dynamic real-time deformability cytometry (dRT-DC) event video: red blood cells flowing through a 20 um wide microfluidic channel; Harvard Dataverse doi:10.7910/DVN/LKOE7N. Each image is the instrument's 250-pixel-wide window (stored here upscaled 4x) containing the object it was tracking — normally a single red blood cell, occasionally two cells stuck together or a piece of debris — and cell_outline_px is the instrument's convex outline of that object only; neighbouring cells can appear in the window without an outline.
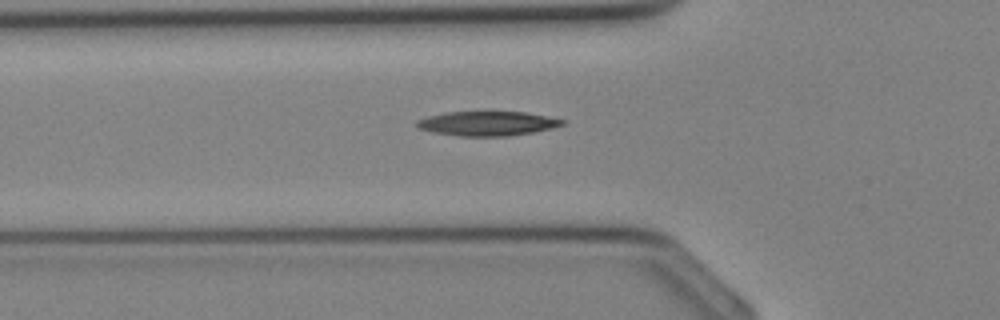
{"species": "Egyptian fruit bat (a non-hibernating species)", "species_latin": "Rousettus aegyptiacus", "temperature_condition": "cold", "stored_images_in_passage": 21, "camera_frame_rate_fps": 3000, "um_per_image_px": 0.085, "animal": {"sex": "female"}, "frame": {"image": 1, "passage_image": 2, "time_ms": 0.333, "image_size_px": [1000, 320], "cell_outline_px": [[564, 124], [552, 128], [532, 132], [508, 136], [460, 136], [432, 132], [416, 128], [412, 124], [416, 120], [428, 116], [444, 112], [524, 112], [564, 120]], "centroid_in_image_um": [41.32, 10.5], "position_along_channel_um": 84.5, "area_um2": 20.69}}
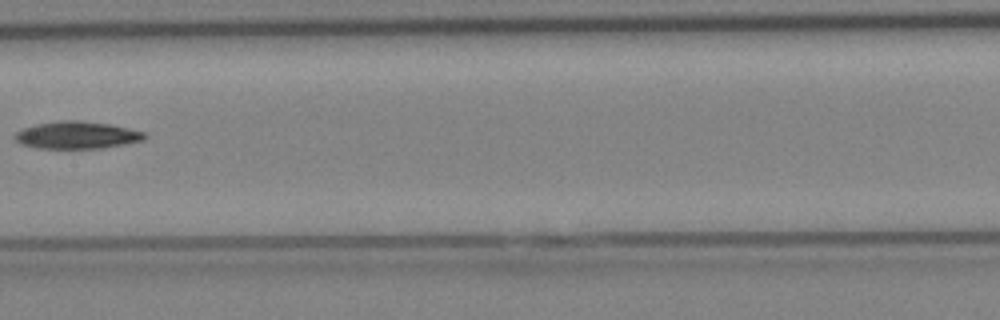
{"frame": {"image": 2, "passage_image": 8, "time_ms": 2.333, "image_size_px": [1000, 320], "cell_outline_px": [[148, 136], [144, 140], [104, 148], [36, 148], [20, 144], [16, 140], [16, 132], [24, 128], [36, 124], [64, 120], [76, 120], [108, 124], [128, 128], [144, 132]], "centroid_in_image_um": [6.55, 11.49], "position_along_channel_um": 200.8, "area_um2": 20.46}}
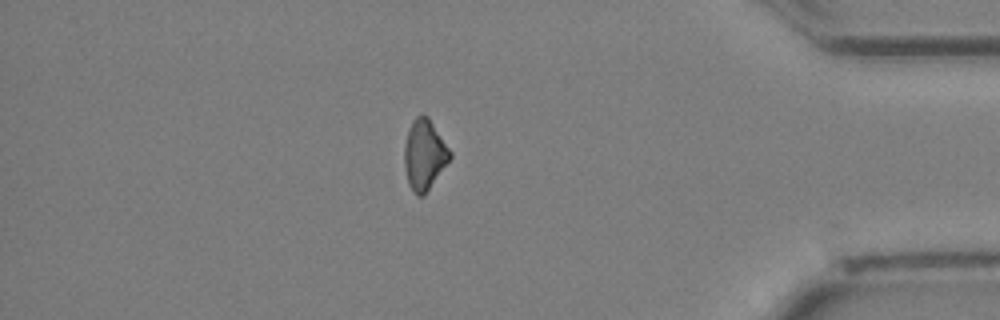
{"frame": {"image": 3, "passage_image": 20, "time_ms": 6.333, "image_size_px": [1000, 320], "cell_outline_px": [[452, 156], [424, 196], [416, 196], [412, 192], [408, 184], [404, 168], [404, 144], [408, 128], [412, 120], [416, 116], [428, 116], [452, 152]], "centroid_in_image_um": [36.05, 13.17], "position_along_channel_um": 399.2, "area_um2": 18.84}}